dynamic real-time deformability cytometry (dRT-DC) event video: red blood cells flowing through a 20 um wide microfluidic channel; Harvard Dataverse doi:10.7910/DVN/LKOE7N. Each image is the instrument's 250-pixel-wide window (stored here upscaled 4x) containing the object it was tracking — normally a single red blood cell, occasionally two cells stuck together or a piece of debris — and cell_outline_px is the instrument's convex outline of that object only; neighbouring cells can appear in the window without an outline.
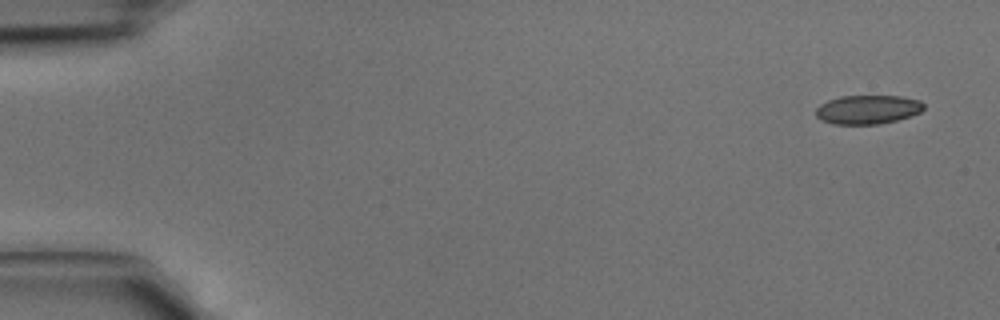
{"species": "common noctule bat (a hibernating species)", "species_latin": "Nyctalus noctula", "temperature_condition": "cold", "stored_images_in_passage": 5, "segment_of_instrument_passage": [1, 2], "camera_frame_rate_fps": 3000, "um_per_image_px": 0.085, "animal": {"sex": "male", "body_mass_g": 15.6}, "frame": {"image": 1, "passage_image": 1, "time_ms": 0.0, "image_size_px": [1000, 320], "cell_outline_px": [[924, 108], [920, 112], [896, 120], [880, 124], [832, 124], [820, 120], [816, 116], [816, 108], [820, 104], [828, 100], [840, 96], [900, 96], [920, 100], [924, 104]], "centroid_in_image_um": [73.73, 9.31], "position_along_channel_um": 11.3, "area_um2": 18.21}}
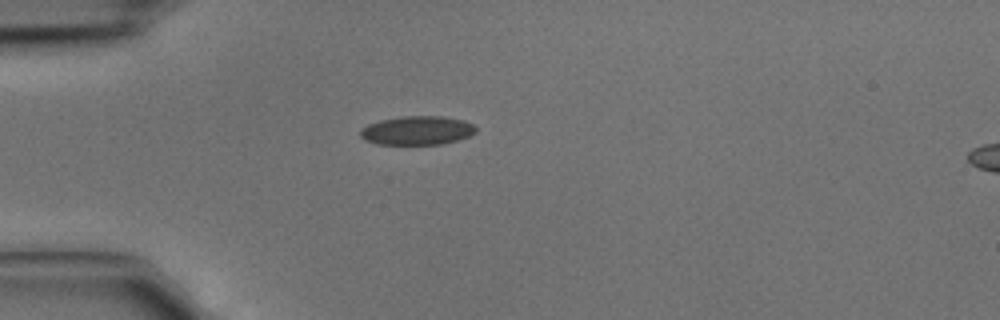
{"frame": {"image": 2, "passage_image": 4, "time_ms": 1.0, "image_size_px": [1000, 320], "cell_outline_px": [[476, 132], [468, 136], [456, 140], [440, 144], [376, 144], [364, 140], [360, 136], [360, 128], [368, 124], [380, 120], [404, 116], [440, 116], [464, 120], [472, 124], [476, 128]], "centroid_in_image_um": [35.42, 11.09], "position_along_channel_um": 49.6, "area_um2": 19.36}}